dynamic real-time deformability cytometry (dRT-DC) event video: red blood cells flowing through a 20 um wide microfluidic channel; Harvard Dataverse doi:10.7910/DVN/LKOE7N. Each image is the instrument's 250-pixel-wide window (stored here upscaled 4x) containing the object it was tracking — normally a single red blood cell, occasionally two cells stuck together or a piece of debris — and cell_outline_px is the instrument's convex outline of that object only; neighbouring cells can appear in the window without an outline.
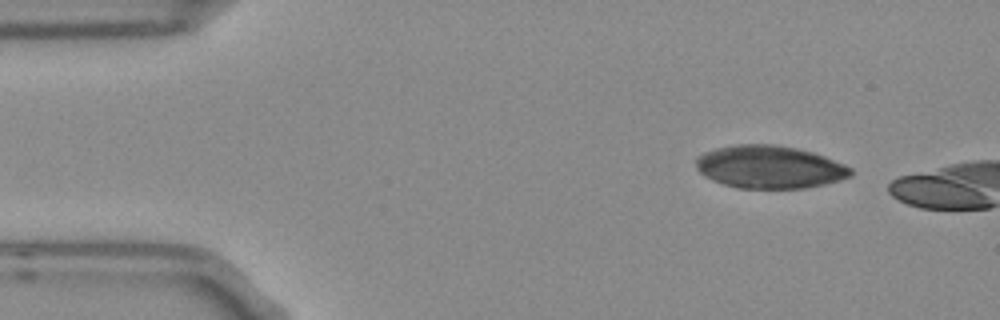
{"species": "Egyptian fruit bat (a non-hibernating species)", "species_latin": "Rousettus aegyptiacus", "temperature_condition": "room temperature", "stored_images_in_passage": 6, "camera_frame_rate_fps": 3000, "um_per_image_px": 0.085, "frame": {"image": 1, "passage_image": 2, "time_ms": 0.333, "image_size_px": [1000, 320], "cell_outline_px": [[852, 176], [840, 180], [824, 184], [804, 188], [740, 188], [724, 184], [712, 180], [704, 176], [696, 168], [696, 156], [704, 152], [716, 148], [736, 144], [776, 144], [796, 148], [812, 152], [824, 156], [844, 164], [852, 168]], "centroid_in_image_um": [65.4, 14.19], "position_along_channel_um": 19.6, "area_um2": 38.67}}